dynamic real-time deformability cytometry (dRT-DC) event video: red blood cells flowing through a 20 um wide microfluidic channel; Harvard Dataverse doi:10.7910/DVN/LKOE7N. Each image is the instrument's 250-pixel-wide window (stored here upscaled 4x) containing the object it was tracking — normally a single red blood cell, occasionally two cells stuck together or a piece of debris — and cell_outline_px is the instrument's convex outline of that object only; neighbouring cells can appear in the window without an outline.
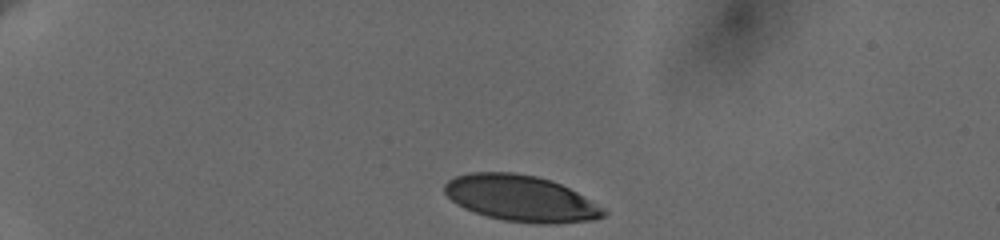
{"species": "human", "species_latin": "Homo sapiens", "temperature_condition": "cold", "stored_images_in_passage": 37, "camera_frame_rate_fps": 3000, "um_per_image_px": 0.085, "donor": {"sex": "female"}, "frame": {"image": 1, "passage_image": 1, "time_ms": 0.0, "image_size_px": [1000, 240], "cell_outline_px": [[608, 212], [604, 216], [596, 220], [548, 224], [536, 224], [504, 220], [484, 216], [464, 208], [456, 204], [444, 192], [444, 184], [448, 180], [456, 176], [472, 172], [512, 172], [536, 176], [552, 180], [584, 196], [604, 208]], "centroid_in_image_um": [44.27, 16.87], "position_along_channel_um": 40.7, "area_um2": 42.89}}
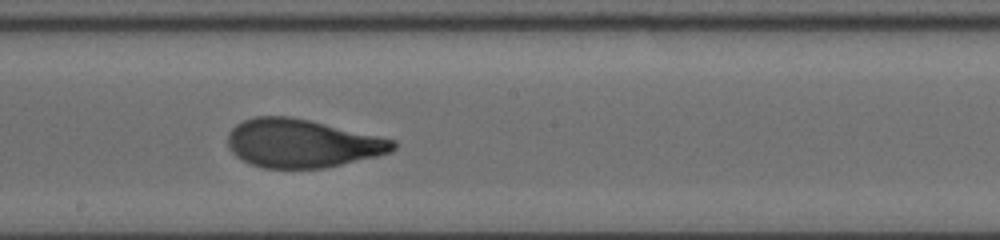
{"frame": {"image": 2, "passage_image": 22, "time_ms": 7.0, "image_size_px": [1000, 240], "cell_outline_px": [[396, 148], [392, 152], [328, 168], [264, 168], [248, 164], [236, 156], [232, 152], [228, 144], [228, 132], [236, 124], [244, 120], [256, 116], [288, 116], [308, 120], [396, 140]], "centroid_in_image_um": [25.66, 12.2], "position_along_channel_um": 222.5, "area_um2": 46.59}}
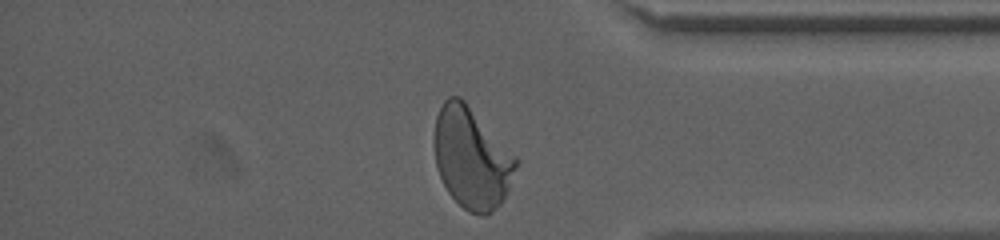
{"frame": {"image": 3, "passage_image": 37, "time_ms": 12.0, "image_size_px": [1000, 240], "cell_outline_px": [[520, 160], [508, 188], [500, 204], [492, 212], [484, 216], [480, 216], [468, 212], [448, 192], [436, 168], [432, 144], [432, 136], [436, 116], [444, 100], [448, 96], [460, 96], [464, 100]], "centroid_in_image_um": [40.06, 13.42], "position_along_channel_um": 395.1, "area_um2": 48.44}, "authors_computed_cell_mechanics": {"area_um2": 46.4712, "velocity_mm_per_s": 3.6106, "shape_relaxation_time_tau1_ms": 4.5475, "shape_relaxation_time_tau2_ms": null, "deformation_change_tau1": 0.2076, "deformation_change_tau2": null}}